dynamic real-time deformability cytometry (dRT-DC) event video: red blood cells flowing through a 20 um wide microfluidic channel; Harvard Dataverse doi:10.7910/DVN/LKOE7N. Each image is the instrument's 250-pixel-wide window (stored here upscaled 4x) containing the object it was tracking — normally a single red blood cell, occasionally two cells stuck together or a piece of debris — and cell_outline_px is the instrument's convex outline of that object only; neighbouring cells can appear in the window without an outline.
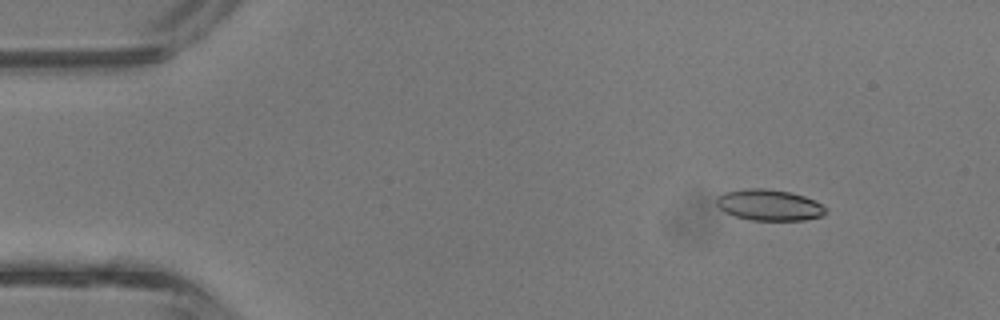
{"species": "common noctule bat (a hibernating species)", "species_latin": "Nyctalus noctula", "temperature_condition": "room temperature", "stored_images_in_passage": 43, "camera_frame_rate_fps": 3000, "um_per_image_px": 0.085, "animal": {"sex": "male", "body_mass_g": 13.3}, "frame": {"image": 1, "passage_image": 5, "time_ms": 1.333, "image_size_px": [1000, 320], "cell_outline_px": [[828, 212], [820, 216], [804, 220], [752, 220], [736, 216], [724, 212], [716, 204], [716, 196], [724, 192], [752, 188], [764, 188], [792, 192], [816, 200], [828, 208]], "centroid_in_image_um": [65.41, 17.42], "position_along_channel_um": 19.6, "area_um2": 19.94}}
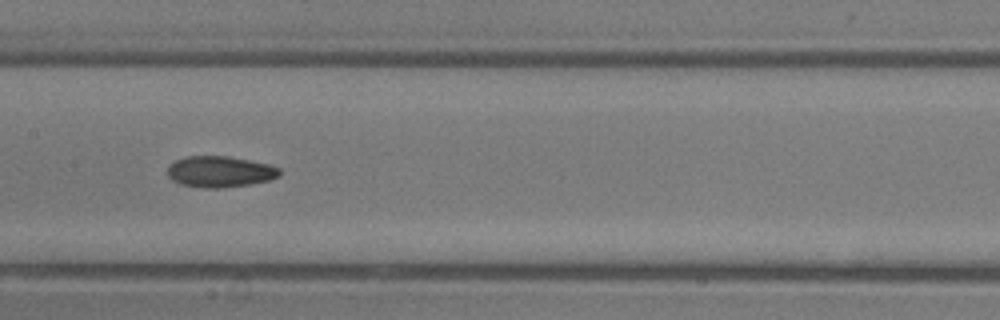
{"frame": {"image": 2, "passage_image": 21, "time_ms": 6.667, "image_size_px": [1000, 320], "cell_outline_px": [[280, 176], [268, 180], [248, 184], [220, 188], [204, 188], [180, 184], [172, 180], [168, 176], [168, 164], [176, 160], [188, 156], [228, 156], [268, 164], [280, 168]], "centroid_in_image_um": [18.67, 14.59], "position_along_channel_um": 188.7, "area_um2": 20.23}}
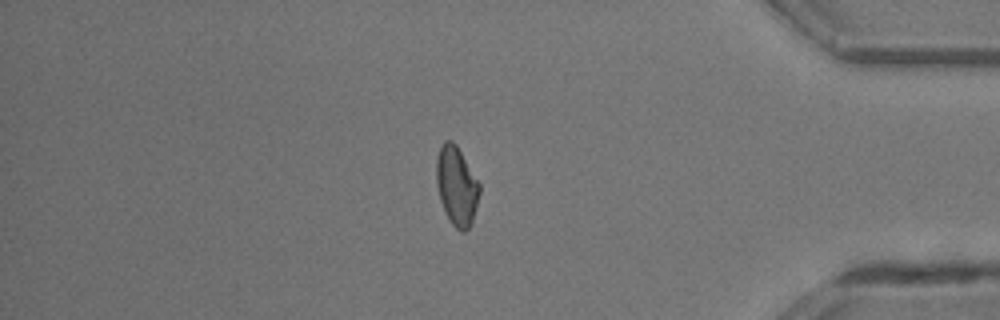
{"frame": {"image": 3, "passage_image": 36, "time_ms": 11.667, "image_size_px": [1000, 320], "cell_outline_px": [[480, 192], [476, 208], [472, 220], [468, 228], [464, 232], [460, 232], [448, 220], [440, 200], [436, 184], [436, 160], [440, 148], [444, 140], [452, 140], [456, 144], [480, 184]], "centroid_in_image_um": [38.8, 15.81], "position_along_channel_um": 396.4, "area_um2": 19.83}, "authors_computed_cell_mechanics": {"area_um2": 19.8832, "velocity_mm_per_s": 4.8332, "shape_relaxation_time_tau1_ms": 5.6118, "shape_relaxation_time_tau2_ms": 3.8468, "deformation_change_tau1": 0.133, "deformation_change_tau2": 0.1106}}